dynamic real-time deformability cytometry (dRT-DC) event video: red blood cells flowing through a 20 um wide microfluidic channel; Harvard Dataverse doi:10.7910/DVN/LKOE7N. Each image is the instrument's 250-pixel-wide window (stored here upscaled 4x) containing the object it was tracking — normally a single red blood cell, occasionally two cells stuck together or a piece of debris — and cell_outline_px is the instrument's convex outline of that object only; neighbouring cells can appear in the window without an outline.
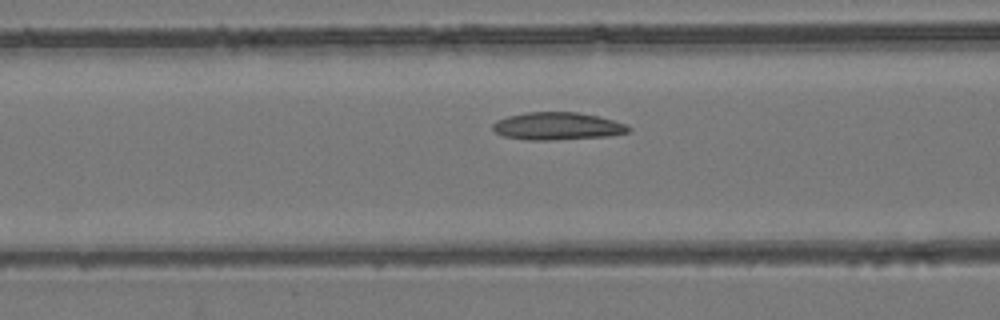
{"species": "common noctule bat (a hibernating species)", "species_latin": "Nyctalus noctula", "temperature_condition": "room temperature", "stored_images_in_passage": 42, "camera_frame_rate_fps": 3000, "um_per_image_px": 0.085, "animal": {"sex": "female", "body_mass_g": 24.6, "forearm_length_mm": 56.2}, "frame": {"image": 1, "passage_image": 10, "time_ms": 3.0, "image_size_px": [1000, 320], "cell_outline_px": [[632, 128], [628, 132], [612, 136], [548, 140], [528, 140], [504, 136], [496, 132], [492, 128], [492, 124], [496, 120], [508, 116], [528, 112], [576, 112], [600, 116], [624, 124]], "centroid_in_image_um": [47.38, 10.72], "position_along_channel_um": 119.2, "area_um2": 21.79}}
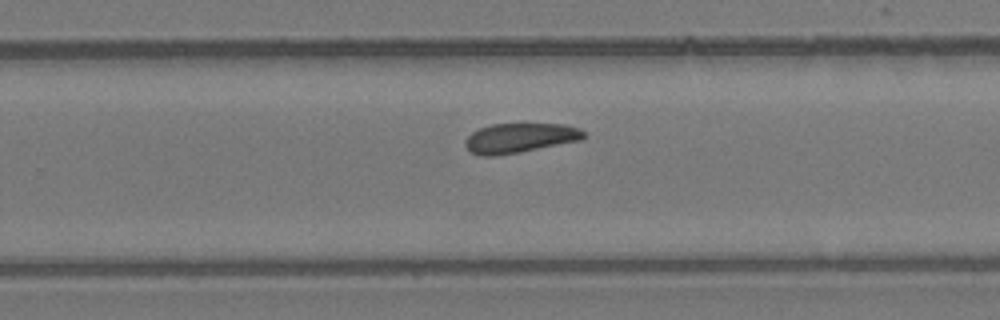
{"frame": {"image": 2, "passage_image": 23, "time_ms": 7.333, "image_size_px": [1000, 320], "cell_outline_px": [[584, 140], [520, 152], [496, 156], [480, 156], [472, 152], [464, 144], [464, 140], [472, 132], [480, 128], [492, 124], [564, 124], [580, 128], [584, 132]], "centroid_in_image_um": [44.2, 11.73], "position_along_channel_um": 285.6, "area_um2": 20.58}}
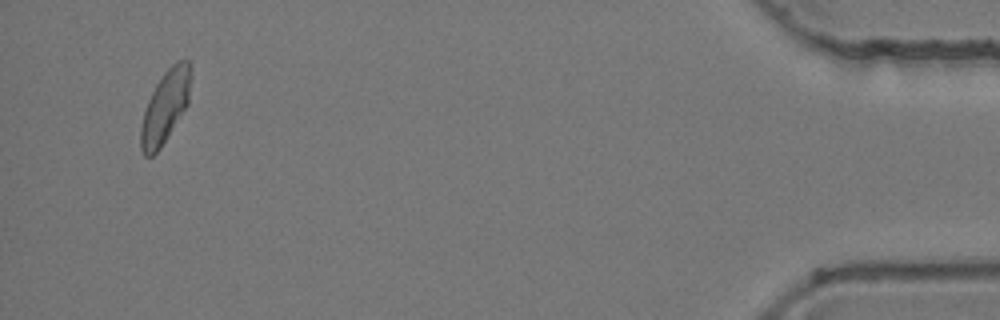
{"frame": {"image": 3, "passage_image": 40, "time_ms": 13.0, "image_size_px": [1000, 320], "cell_outline_px": [[192, 76], [188, 104], [160, 148], [152, 156], [144, 156], [140, 148], [140, 128], [144, 112], [148, 100], [156, 84], [164, 72], [176, 60], [188, 56], [192, 60]], "centroid_in_image_um": [14.09, 8.97], "position_along_channel_um": 421.1, "area_um2": 21.5}, "authors_computed_cell_mechanics": {"area_um2": 21.0392, "velocity_mm_per_s": 3.8363, "shape_relaxation_time_tau1_ms": 5.8496, "shape_relaxation_time_tau2_ms": null, "deformation_change_tau1": 0.147, "deformation_change_tau2": null}}